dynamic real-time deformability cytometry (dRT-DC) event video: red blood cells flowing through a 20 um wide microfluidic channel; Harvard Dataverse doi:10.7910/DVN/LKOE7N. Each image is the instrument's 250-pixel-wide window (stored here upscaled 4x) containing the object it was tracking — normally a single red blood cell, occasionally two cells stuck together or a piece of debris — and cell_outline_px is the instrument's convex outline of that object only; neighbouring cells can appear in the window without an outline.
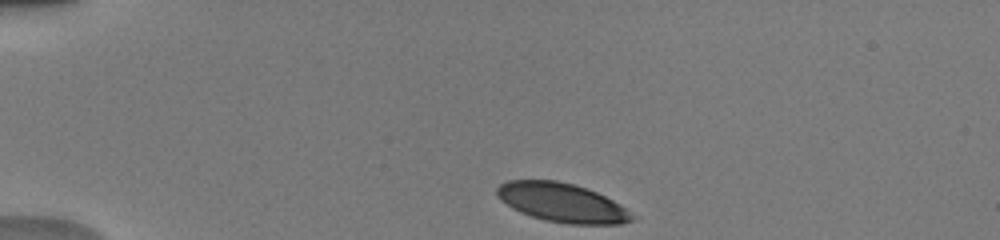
{"species": "human", "species_latin": "Homo sapiens", "temperature_condition": "warm", "stored_images_in_passage": 41, "camera_frame_rate_fps": 3000, "um_per_image_px": 0.085, "donor": {"sex": "male"}, "frame": {"image": 1, "passage_image": 1, "time_ms": 0.0, "image_size_px": [1000, 240], "cell_outline_px": [[636, 220], [620, 224], [568, 224], [544, 220], [520, 212], [512, 208], [500, 200], [496, 196], [496, 188], [500, 184], [508, 180], [556, 180], [572, 184], [596, 192], [620, 204], [636, 216]], "centroid_in_image_um": [47.77, 17.23], "position_along_channel_um": 37.2, "area_um2": 30.75}}
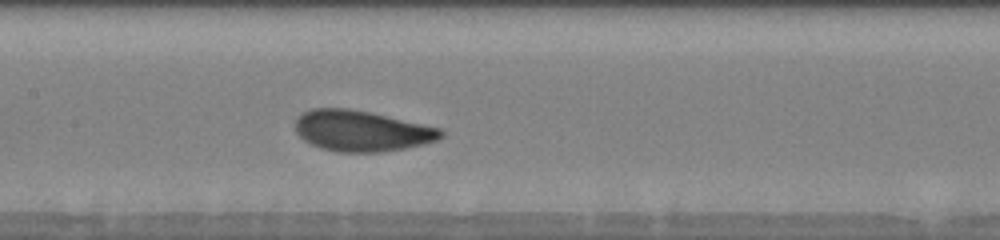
{"frame": {"image": 2, "passage_image": 16, "time_ms": 5.0, "image_size_px": [1000, 240], "cell_outline_px": [[444, 136], [440, 140], [424, 144], [384, 152], [340, 152], [320, 148], [304, 140], [296, 132], [296, 116], [312, 108], [348, 108], [368, 112], [440, 128], [444, 132]], "centroid_in_image_um": [30.74, 11.13], "position_along_channel_um": 176.7, "area_um2": 34.56}}
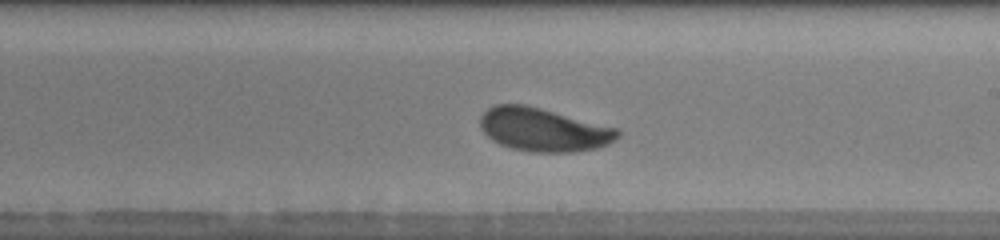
{"frame": {"image": 3, "passage_image": 21, "time_ms": 6.667, "image_size_px": [1000, 240], "cell_outline_px": [[620, 136], [608, 144], [596, 148], [572, 152], [528, 152], [512, 148], [500, 144], [492, 140], [480, 128], [480, 116], [488, 108], [496, 104], [524, 104], [540, 108], [616, 128], [620, 132]], "centroid_in_image_um": [46.16, 11.03], "position_along_channel_um": 242.8, "area_um2": 34.51}, "authors_computed_cell_mechanics": {"area_um2": 34.5066, "velocity_mm_per_s": 3.9801, "shape_relaxation_time_tau1_ms": 2.3944, "shape_relaxation_time_tau2_ms": 3.205, "deformation_change_tau1": 0.1321, "deformation_change_tau2": 0.0988}}